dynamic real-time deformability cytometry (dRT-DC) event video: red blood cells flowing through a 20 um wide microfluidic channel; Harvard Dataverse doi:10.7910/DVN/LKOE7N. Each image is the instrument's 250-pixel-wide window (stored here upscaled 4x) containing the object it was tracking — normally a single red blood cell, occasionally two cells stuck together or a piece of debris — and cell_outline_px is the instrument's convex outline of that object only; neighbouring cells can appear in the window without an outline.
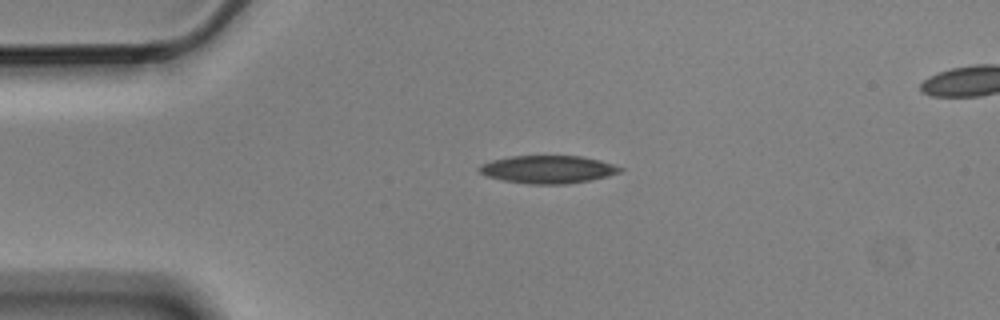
{"species": "Egyptian fruit bat (a non-hibernating species)", "species_latin": "Rousettus aegyptiacus", "temperature_condition": "cold", "stored_images_in_passage": 3, "segment_of_instrument_passage": [1, 2], "camera_frame_rate_fps": 3000, "um_per_image_px": 0.085, "animal": {"sex": "male"}, "frame": {"image": 1, "passage_image": 1, "time_ms": 0.0, "image_size_px": [1000, 320], "cell_outline_px": [[624, 168], [620, 172], [608, 176], [568, 184], [528, 184], [504, 180], [484, 176], [476, 168], [480, 164], [492, 160], [512, 156], [580, 156], [600, 160]], "centroid_in_image_um": [46.54, 14.4], "position_along_channel_um": 38.5, "area_um2": 22.83}}